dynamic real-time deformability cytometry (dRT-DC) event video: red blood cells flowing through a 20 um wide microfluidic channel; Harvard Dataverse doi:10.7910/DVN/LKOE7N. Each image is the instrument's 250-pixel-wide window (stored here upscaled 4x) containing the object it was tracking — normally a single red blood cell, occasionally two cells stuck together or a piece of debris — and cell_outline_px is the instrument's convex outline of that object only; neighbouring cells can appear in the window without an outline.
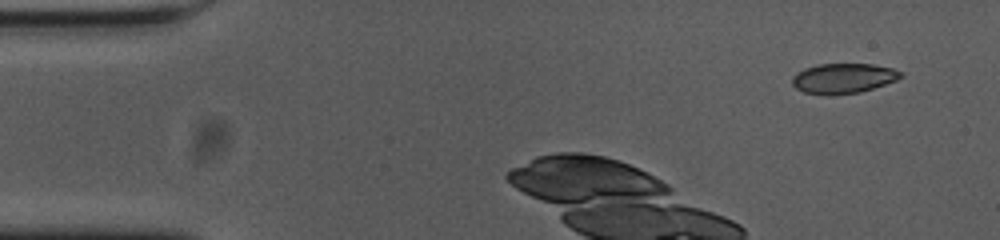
{"species": "common noctule bat (a hibernating species)", "species_latin": "Nyctalus noctula", "temperature_condition": "cold", "stored_images_in_passage": 10, "camera_frame_rate_fps": 3000, "um_per_image_px": 0.085, "animal": {"sex": "female", "body_mass_g": 23.0, "forearm_length_mm": 53.4}, "frame": {"image": 1, "passage_image": 4, "time_ms": 1.0, "image_size_px": [1000, 240], "cell_outline_px": [[904, 76], [896, 80], [860, 92], [804, 92], [796, 88], [792, 84], [792, 76], [796, 72], [804, 68], [820, 64], [872, 64], [892, 68], [904, 72]], "centroid_in_image_um": [71.71, 6.6], "position_along_channel_um": 13.3, "area_um2": 18.32}}